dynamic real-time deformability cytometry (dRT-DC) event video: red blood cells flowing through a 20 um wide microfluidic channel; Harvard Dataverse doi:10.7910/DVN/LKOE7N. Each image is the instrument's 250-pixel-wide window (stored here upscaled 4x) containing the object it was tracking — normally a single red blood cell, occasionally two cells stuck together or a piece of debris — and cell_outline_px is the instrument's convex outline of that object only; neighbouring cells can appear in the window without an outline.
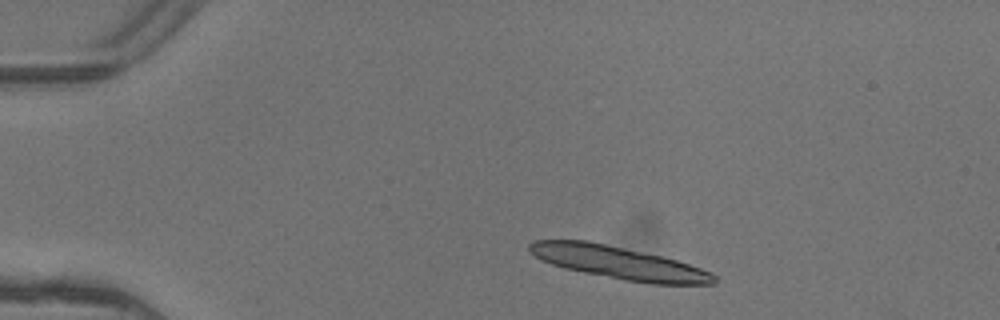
{"species": "common noctule bat (a hibernating species)", "species_latin": "Nyctalus noctula", "temperature_condition": "warm", "stored_images_in_passage": 3, "camera_frame_rate_fps": 3000, "um_per_image_px": 0.085, "animal": {"sex": "female"}, "frame": {"image": 1, "passage_image": 1, "time_ms": 0.0, "image_size_px": [1000, 320], "cell_outline_px": [[716, 284], [652, 284], [624, 280], [564, 268], [552, 264], [528, 252], [528, 244], [532, 240], [588, 240], [660, 256], [676, 260], [712, 272], [716, 276]], "centroid_in_image_um": [52.58, 22.32], "position_along_channel_um": 32.4, "area_um2": 34.91}}